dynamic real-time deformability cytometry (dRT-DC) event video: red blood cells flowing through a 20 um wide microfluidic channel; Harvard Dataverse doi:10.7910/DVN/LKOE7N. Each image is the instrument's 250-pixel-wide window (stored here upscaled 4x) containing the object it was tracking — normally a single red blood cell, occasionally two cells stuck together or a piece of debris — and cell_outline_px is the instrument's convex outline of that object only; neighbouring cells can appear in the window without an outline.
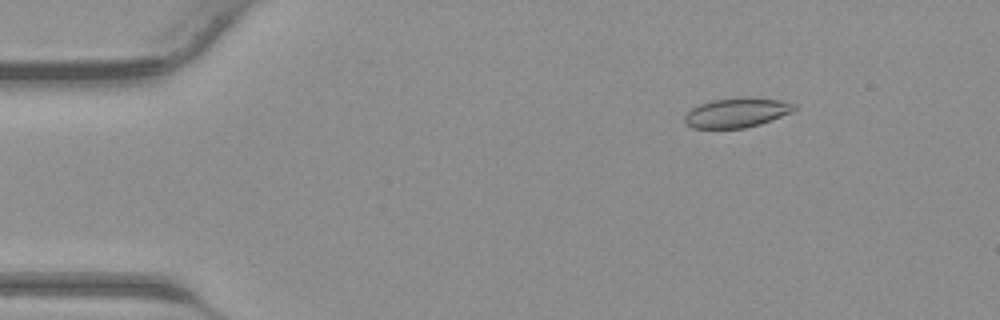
{"species": "common noctule bat (a hibernating species)", "species_latin": "Nyctalus noctula", "temperature_condition": "warm", "stored_images_in_passage": 37, "camera_frame_rate_fps": 3000, "um_per_image_px": 0.085, "animal": {"sex": "male", "body_mass_g": 23.1, "forearm_length_mm": 52.7}, "frame": {"image": 1, "passage_image": 1, "time_ms": 0.0, "image_size_px": [1000, 320], "cell_outline_px": [[796, 108], [792, 112], [772, 120], [760, 124], [744, 128], [692, 128], [684, 124], [684, 116], [692, 108], [700, 104], [712, 100], [744, 96], [780, 100], [796, 104]], "centroid_in_image_um": [62.62, 9.57], "position_along_channel_um": 22.4, "area_um2": 19.07}}
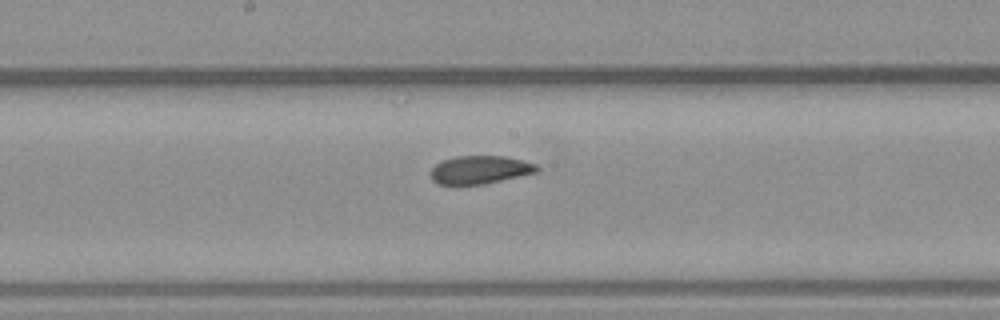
{"frame": {"image": 2, "passage_image": 17, "time_ms": 5.333, "image_size_px": [1000, 320], "cell_outline_px": [[540, 168], [536, 172], [484, 184], [440, 184], [432, 180], [432, 168], [440, 160], [456, 156], [508, 156], [536, 164]], "centroid_in_image_um": [40.8, 14.41], "position_along_channel_um": 207.4, "area_um2": 17.28}}
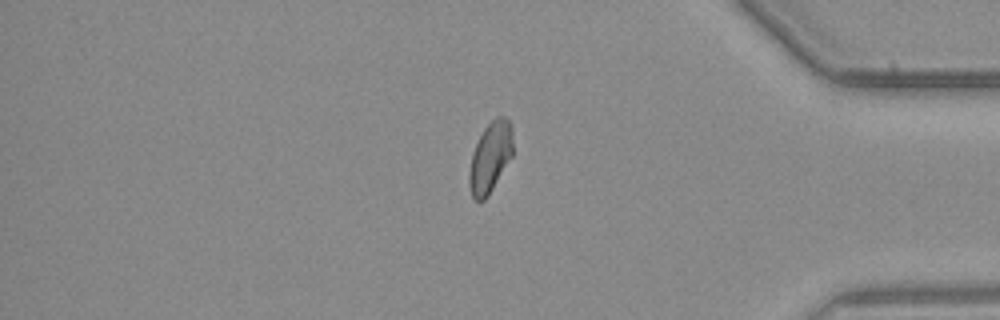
{"frame": {"image": 3, "passage_image": 30, "time_ms": 9.667, "image_size_px": [1000, 320], "cell_outline_px": [[512, 156], [488, 196], [484, 200], [476, 200], [472, 196], [468, 184], [468, 176], [472, 152], [484, 128], [496, 116], [504, 116], [508, 120], [512, 128]], "centroid_in_image_um": [41.66, 13.37], "position_along_channel_um": 393.5, "area_um2": 17.86}}